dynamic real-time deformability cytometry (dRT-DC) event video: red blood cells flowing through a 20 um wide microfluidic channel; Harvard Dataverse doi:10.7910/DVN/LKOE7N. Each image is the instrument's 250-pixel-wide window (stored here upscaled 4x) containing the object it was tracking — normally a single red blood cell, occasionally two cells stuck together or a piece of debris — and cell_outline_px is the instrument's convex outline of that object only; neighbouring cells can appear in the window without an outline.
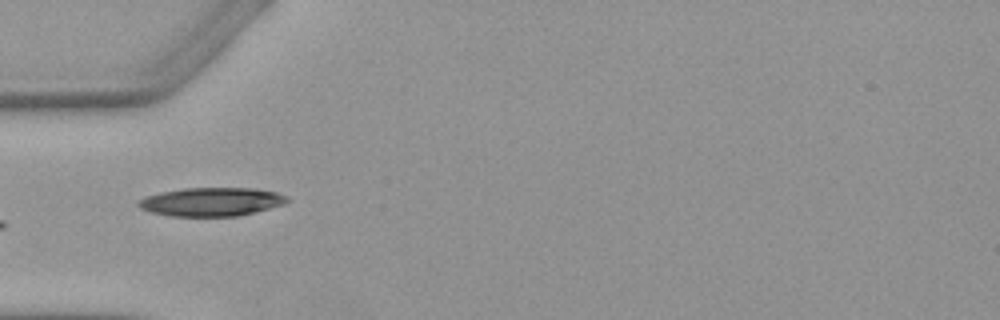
{"species": "Egyptian fruit bat (a non-hibernating species)", "species_latin": "Rousettus aegyptiacus", "temperature_condition": "warm", "stored_images_in_passage": 7, "camera_frame_rate_fps": 3000, "um_per_image_px": 0.085, "animal": {"sex": "female"}, "frame": {"image": 1, "passage_image": 5, "time_ms": 5.667, "image_size_px": [1000, 320], "cell_outline_px": [[292, 200], [284, 204], [240, 216], [172, 216], [148, 212], [140, 208], [136, 204], [144, 196], [160, 192], [184, 188], [252, 188], [276, 192], [288, 196]], "centroid_in_image_um": [17.97, 17.15], "position_along_channel_um": 67.0, "area_um2": 24.97}}
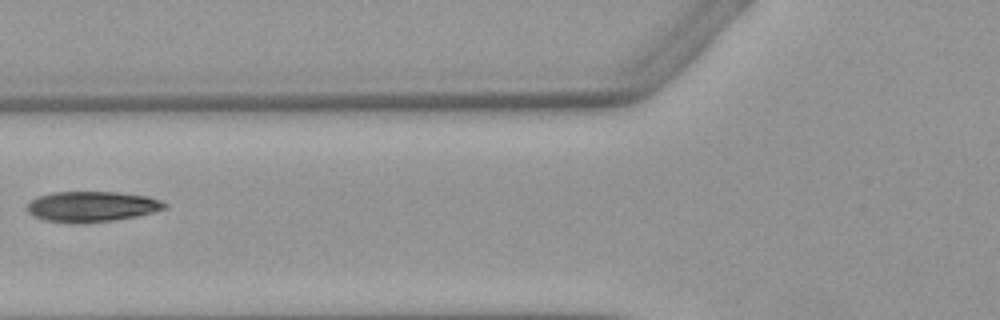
{"frame": {"image": 2, "passage_image": 6, "time_ms": 7.0, "image_size_px": [1000, 320], "cell_outline_px": [[168, 208], [136, 216], [112, 220], [80, 224], [44, 220], [32, 216], [28, 212], [28, 200], [36, 196], [52, 192], [116, 192], [148, 196], [160, 200], [168, 204]], "centroid_in_image_um": [7.77, 17.55], "position_along_channel_um": 118.0, "area_um2": 24.62}}
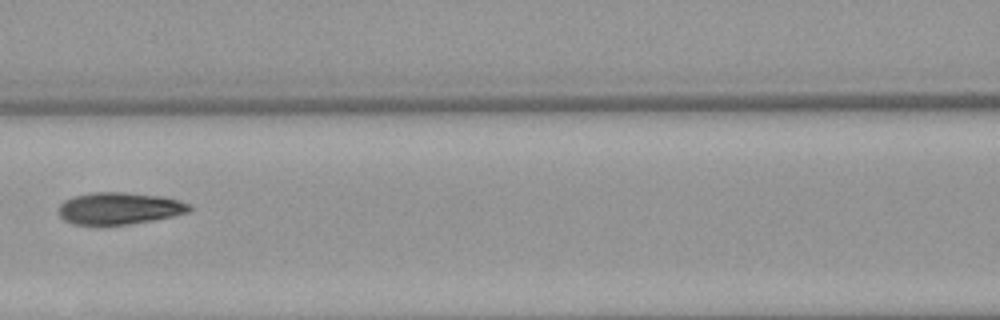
{"frame": {"image": 3, "passage_image": 7, "time_ms": 8.0, "image_size_px": [1000, 320], "cell_outline_px": [[192, 208], [188, 212], [172, 216], [132, 224], [72, 224], [64, 220], [60, 216], [60, 204], [64, 200], [72, 196], [92, 192], [124, 192], [156, 196], [180, 200], [188, 204]], "centroid_in_image_um": [10.11, 17.7], "position_along_channel_um": 156.5, "area_um2": 24.1}}